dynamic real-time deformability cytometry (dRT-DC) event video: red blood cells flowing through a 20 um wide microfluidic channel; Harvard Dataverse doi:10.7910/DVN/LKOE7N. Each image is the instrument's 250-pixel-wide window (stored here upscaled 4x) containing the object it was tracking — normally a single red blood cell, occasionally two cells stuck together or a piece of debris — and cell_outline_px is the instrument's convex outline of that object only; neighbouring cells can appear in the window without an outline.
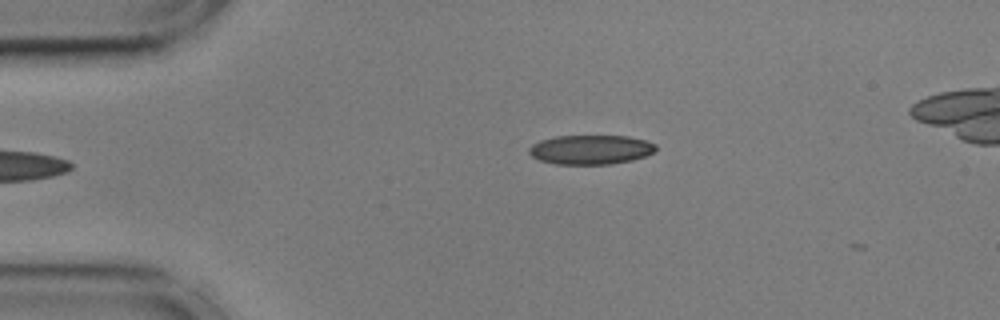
{"species": "common noctule bat (a hibernating species)", "species_latin": "Nyctalus noctula", "temperature_condition": "cold", "stored_images_in_passage": 41, "camera_frame_rate_fps": 3000, "um_per_image_px": 0.085, "animal": {"sex": "male", "body_mass_g": 17.9, "forearm_length_mm": 54.2}, "frame": {"image": 1, "passage_image": 3, "time_ms": 0.667, "image_size_px": [1000, 320], "cell_outline_px": [[656, 148], [652, 152], [644, 156], [632, 160], [612, 164], [556, 164], [540, 160], [532, 156], [528, 152], [528, 148], [532, 144], [540, 140], [556, 136], [628, 136], [648, 140], [656, 144]], "centroid_in_image_um": [50.2, 12.71], "position_along_channel_um": 34.8, "area_um2": 21.73}}
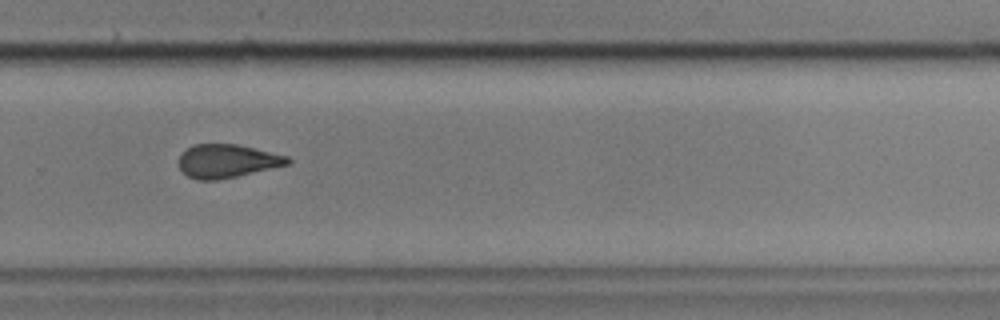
{"frame": {"image": 2, "passage_image": 29, "time_ms": 9.333, "image_size_px": [1000, 320], "cell_outline_px": [[292, 164], [236, 176], [216, 180], [200, 180], [188, 176], [180, 168], [180, 156], [188, 148], [196, 144], [236, 144], [288, 156], [292, 160]], "centroid_in_image_um": [19.36, 13.69], "position_along_channel_um": 310.4, "area_um2": 20.92}}
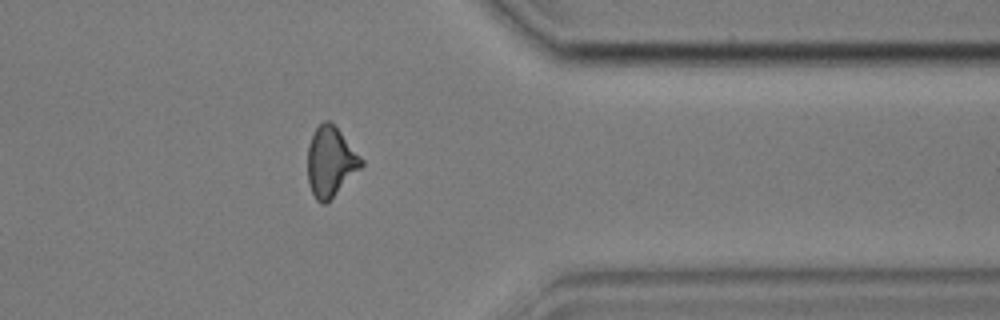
{"frame": {"image": 3, "passage_image": 36, "time_ms": 11.667, "image_size_px": [1000, 320], "cell_outline_px": [[364, 164], [324, 204], [320, 204], [316, 200], [308, 184], [308, 144], [316, 128], [324, 120], [332, 120], [364, 160]], "centroid_in_image_um": [28.09, 13.69], "position_along_channel_um": 383.3, "area_um2": 21.68}, "authors_computed_cell_mechanics": {"area_um2": 22.1952, "velocity_mm_per_s": 3.608, "shape_relaxation_time_tau1_ms": 4.247, "shape_relaxation_time_tau2_ms": 3.2865, "deformation_change_tau1": 0.1233, "deformation_change_tau2": 0.1029}}